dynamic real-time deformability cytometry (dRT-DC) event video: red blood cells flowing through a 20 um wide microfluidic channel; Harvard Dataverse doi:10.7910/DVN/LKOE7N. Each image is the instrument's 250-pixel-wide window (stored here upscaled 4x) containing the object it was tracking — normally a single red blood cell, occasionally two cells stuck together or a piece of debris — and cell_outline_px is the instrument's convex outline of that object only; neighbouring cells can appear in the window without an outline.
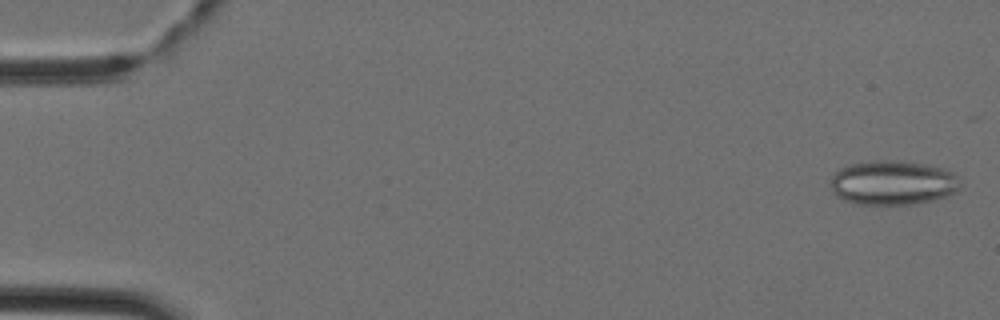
{"species": "Egyptian fruit bat (a non-hibernating species)", "species_latin": "Rousettus aegyptiacus", "temperature_condition": "cold", "stored_images_in_passage": 44, "camera_frame_rate_fps": 3000, "um_per_image_px": 0.085, "animal": {"sex": "female"}, "frame": {"image": 1, "passage_image": 1, "time_ms": 0.0, "image_size_px": [1000, 320], "cell_outline_px": [[964, 184], [960, 188], [948, 196], [916, 204], [856, 204], [844, 200], [836, 196], [832, 192], [832, 176], [840, 168], [848, 164], [872, 160], [900, 160], [924, 164], [944, 168], [960, 176]], "centroid_in_image_um": [75.94, 15.52], "position_along_channel_um": 9.1, "area_um2": 34.1}}
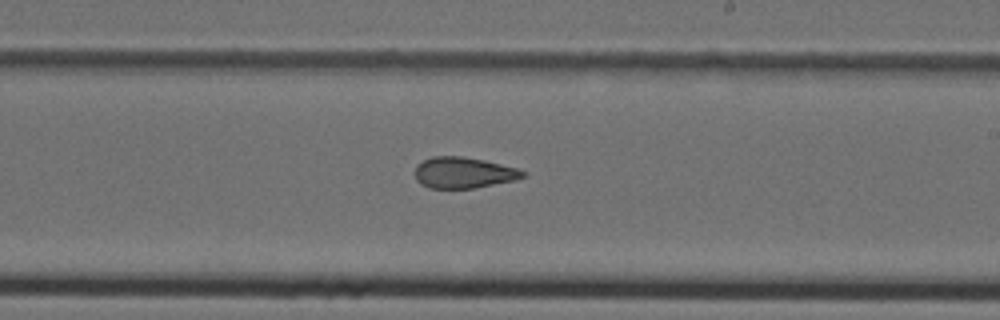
{"frame": {"image": 2, "passage_image": 26, "time_ms": 8.333, "image_size_px": [1000, 320], "cell_outline_px": [[524, 176], [516, 180], [476, 188], [428, 188], [420, 184], [416, 180], [416, 164], [432, 156], [460, 156], [484, 160], [516, 168], [524, 172]], "centroid_in_image_um": [39.37, 14.68], "position_along_channel_um": 249.6, "area_um2": 19.48}}
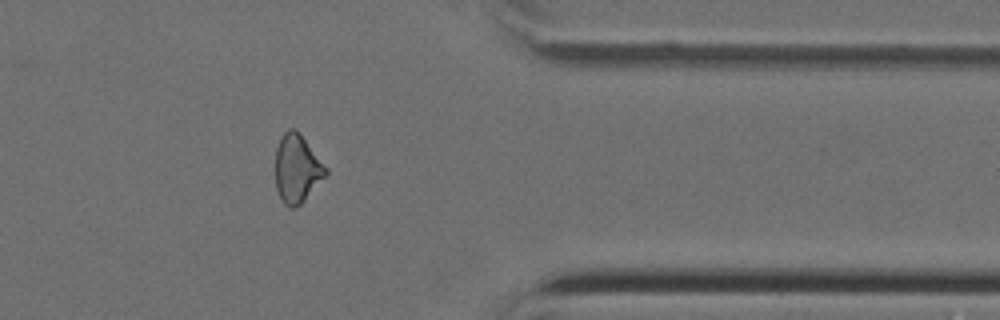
{"frame": {"image": 3, "passage_image": 36, "time_ms": 11.667, "image_size_px": [1000, 320], "cell_outline_px": [[328, 172], [304, 200], [296, 208], [288, 208], [284, 204], [276, 188], [276, 148], [280, 136], [288, 128], [296, 128], [328, 168]], "centroid_in_image_um": [25.23, 14.31], "position_along_channel_um": 386.2, "area_um2": 20.0}}